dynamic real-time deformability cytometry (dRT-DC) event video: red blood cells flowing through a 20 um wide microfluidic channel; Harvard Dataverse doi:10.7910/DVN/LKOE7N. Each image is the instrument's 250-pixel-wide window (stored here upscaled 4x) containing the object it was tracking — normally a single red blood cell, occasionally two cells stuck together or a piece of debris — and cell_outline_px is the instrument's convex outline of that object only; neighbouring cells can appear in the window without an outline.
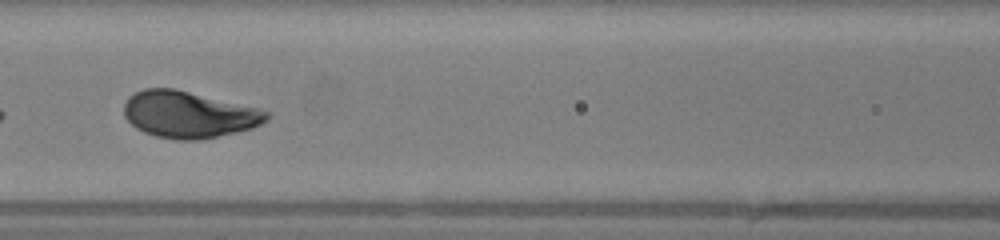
{"species": "human", "species_latin": "Homo sapiens", "temperature_condition": "warm", "stored_images_in_passage": 29, "camera_frame_rate_fps": 3000, "um_per_image_px": 0.085, "donor": {"sex": "female"}, "frame": {"image": 1, "passage_image": 9, "time_ms": 2.667, "image_size_px": [1000, 240], "cell_outline_px": [[268, 120], [252, 128], [200, 140], [176, 140], [156, 136], [144, 132], [136, 128], [124, 116], [124, 104], [128, 96], [144, 88], [176, 88], [260, 108], [268, 112]], "centroid_in_image_um": [16.03, 9.72], "position_along_channel_um": 150.6, "area_um2": 38.9}}
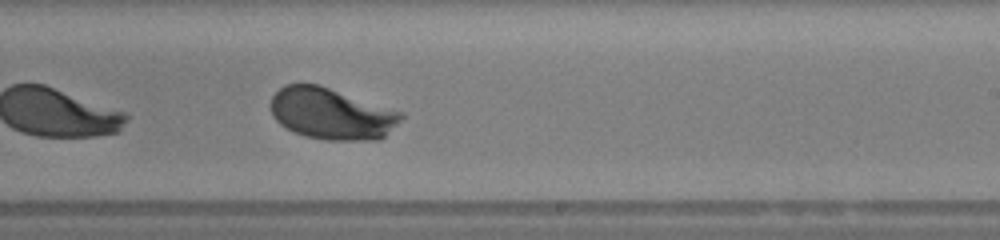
{"frame": {"image": 2, "passage_image": 17, "time_ms": 5.333, "image_size_px": [1000, 240], "cell_outline_px": [[404, 116], [380, 140], [324, 140], [304, 136], [280, 124], [272, 116], [272, 96], [284, 84], [320, 84], [404, 112]], "centroid_in_image_um": [28.19, 9.66], "position_along_channel_um": 260.8, "area_um2": 39.13}, "authors_computed_cell_mechanics": {"area_um2": 38.7838, "velocity_mm_per_s": 4.1474, "shape_relaxation_time_tau1_ms": 2.0353, "shape_relaxation_time_tau2_ms": null, "deformation_change_tau1": 0.1787, "deformation_change_tau2": null}}